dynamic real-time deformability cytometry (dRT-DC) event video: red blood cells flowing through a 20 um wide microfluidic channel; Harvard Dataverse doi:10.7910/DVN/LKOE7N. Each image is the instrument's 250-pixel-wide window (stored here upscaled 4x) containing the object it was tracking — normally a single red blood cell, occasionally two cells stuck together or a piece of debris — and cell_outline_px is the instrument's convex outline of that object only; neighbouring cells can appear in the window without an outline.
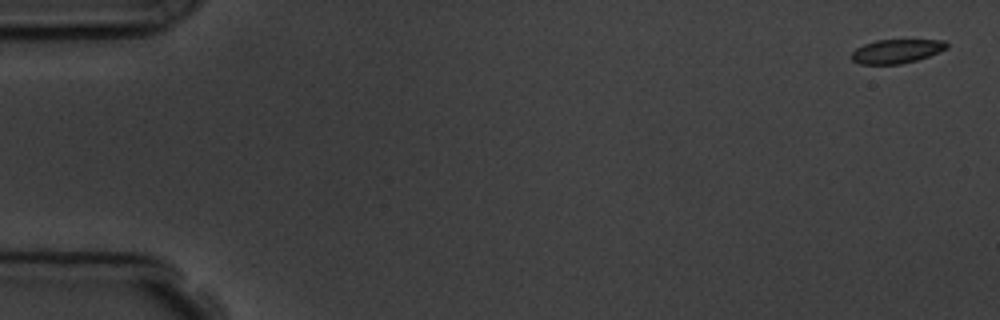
{"species": "common noctule bat (a hibernating species)", "species_latin": "Nyctalus noctula", "temperature_condition": "room temperature", "stored_images_in_passage": 10, "camera_frame_rate_fps": 3000, "um_per_image_px": 0.085, "animal": {"sex": "male", "body_mass_g": 19.5, "forearm_length_mm": 54.6}, "frame": {"image": 1, "passage_image": 1, "time_ms": 0.0, "image_size_px": [1000, 320], "cell_outline_px": [[948, 48], [928, 56], [916, 60], [900, 64], [860, 64], [852, 60], [852, 52], [856, 48], [864, 44], [876, 40], [944, 40], [948, 44]], "centroid_in_image_um": [76.2, 4.35], "position_along_channel_um": 8.8, "area_um2": 13.18}}
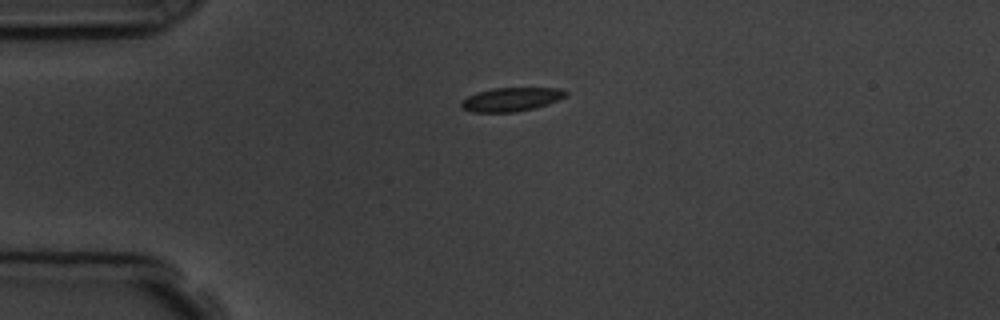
{"frame": {"image": 2, "passage_image": 4, "time_ms": 4.0, "image_size_px": [1000, 320], "cell_outline_px": [[568, 96], [548, 104], [536, 108], [512, 112], [472, 112], [460, 108], [460, 100], [468, 96], [492, 88], [560, 88], [568, 92]], "centroid_in_image_um": [43.46, 8.45], "position_along_channel_um": 41.5, "area_um2": 14.57}}
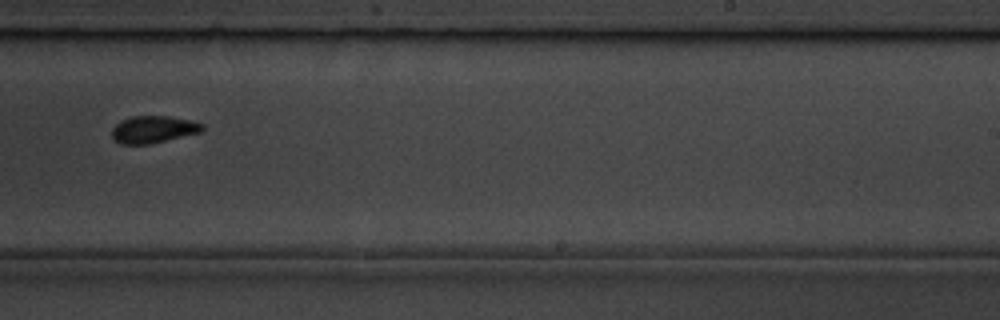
{"frame": {"image": 3, "passage_image": 10, "time_ms": 11.0, "image_size_px": [1000, 320], "cell_outline_px": [[204, 128], [200, 132], [148, 144], [120, 144], [112, 140], [112, 128], [120, 120], [132, 116], [168, 116], [192, 120], [204, 124]], "centroid_in_image_um": [13.0, 10.99], "position_along_channel_um": 276.0, "area_um2": 14.33}}